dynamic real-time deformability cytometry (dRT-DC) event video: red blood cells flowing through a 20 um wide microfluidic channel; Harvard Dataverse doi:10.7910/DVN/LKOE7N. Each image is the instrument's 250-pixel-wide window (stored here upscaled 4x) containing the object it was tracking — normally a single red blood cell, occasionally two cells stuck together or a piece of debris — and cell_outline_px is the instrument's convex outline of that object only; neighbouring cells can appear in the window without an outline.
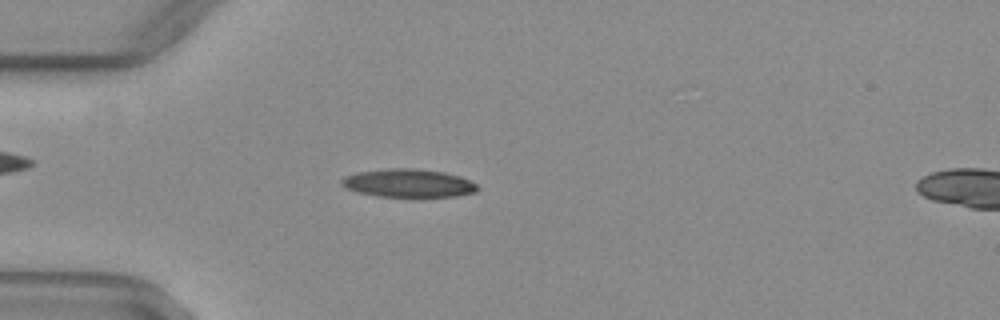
{"species": "common noctule bat (a hibernating species)", "species_latin": "Nyctalus noctula", "temperature_condition": "warm", "stored_images_in_passage": 38, "camera_frame_rate_fps": 3000, "um_per_image_px": 0.085, "animal": {"sex": "female", "body_mass_g": 29.2, "forearm_length_mm": 56.3}, "frame": {"image": 1, "passage_image": 2, "time_ms": 0.333, "image_size_px": [1000, 320], "cell_outline_px": [[480, 188], [476, 192], [456, 196], [376, 196], [356, 192], [340, 184], [340, 180], [344, 176], [356, 172], [392, 168], [412, 168], [444, 172], [460, 176], [476, 184]], "centroid_in_image_um": [34.69, 15.56], "position_along_channel_um": 50.3, "area_um2": 22.25}}
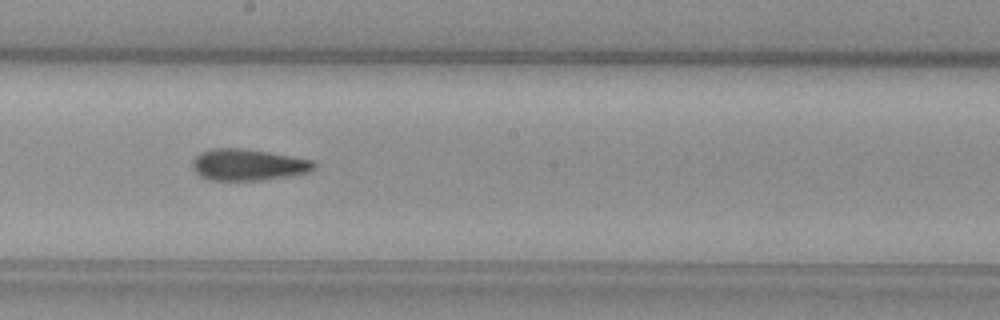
{"frame": {"image": 2, "passage_image": 16, "time_ms": 5.0, "image_size_px": [1000, 320], "cell_outline_px": [[316, 168], [308, 172], [260, 180], [208, 180], [200, 176], [192, 168], [192, 160], [200, 152], [212, 148], [240, 148], [268, 152], [312, 160], [316, 164]], "centroid_in_image_um": [21.03, 14.0], "position_along_channel_um": 227.2, "area_um2": 22.14}}
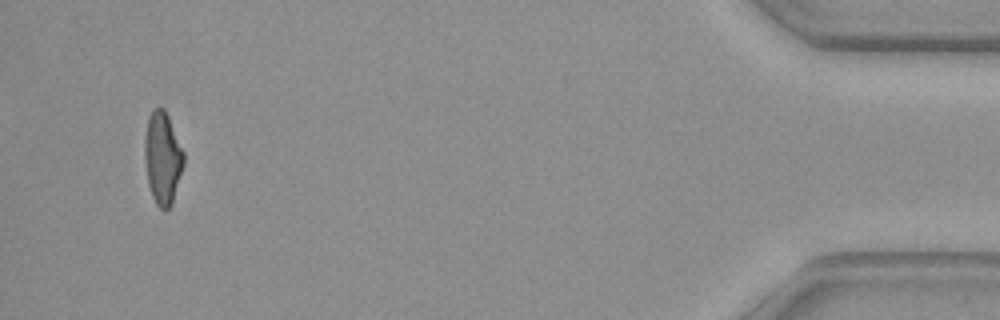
{"frame": {"image": 3, "passage_image": 36, "time_ms": 11.667, "image_size_px": [1000, 320], "cell_outline_px": [[184, 164], [172, 204], [168, 208], [160, 208], [156, 204], [152, 196], [148, 184], [144, 160], [144, 140], [148, 116], [152, 108], [164, 108], [168, 116], [184, 152]], "centroid_in_image_um": [13.81, 13.41], "position_along_channel_um": 421.4, "area_um2": 21.1}, "authors_computed_cell_mechanics": {"area_um2": 21.8484, "velocity_mm_per_s": 4.1133, "shape_relaxation_time_tau1_ms": null, "shape_relaxation_time_tau2_ms": 3.7538, "deformation_change_tau1": null, "deformation_change_tau2": 0.1196}}